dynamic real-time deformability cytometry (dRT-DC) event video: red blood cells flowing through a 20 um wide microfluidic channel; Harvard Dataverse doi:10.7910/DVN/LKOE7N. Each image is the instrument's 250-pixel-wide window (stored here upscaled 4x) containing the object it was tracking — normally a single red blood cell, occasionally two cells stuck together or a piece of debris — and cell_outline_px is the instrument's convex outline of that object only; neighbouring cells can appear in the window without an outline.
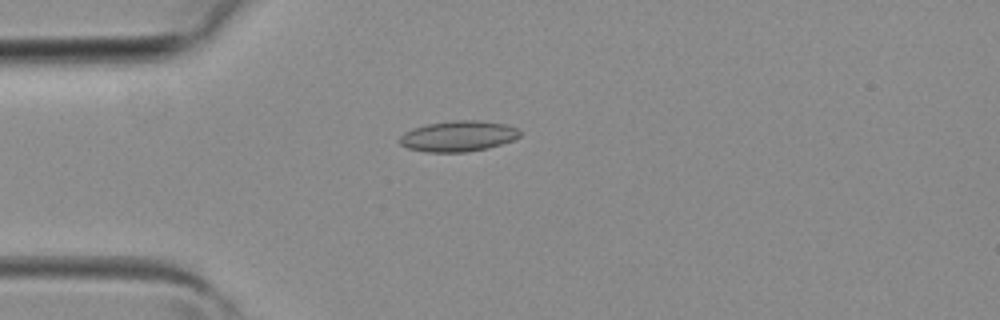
{"species": "common noctule bat (a hibernating species)", "species_latin": "Nyctalus noctula", "temperature_condition": "room temperature", "stored_images_in_passage": 3, "camera_frame_rate_fps": 3000, "um_per_image_px": 0.085, "animal": {"sex": "female", "body_mass_g": 19.3, "forearm_length_mm": 54.1}, "frame": {"image": 1, "passage_image": 3, "time_ms": 0.667, "image_size_px": [1000, 320], "cell_outline_px": [[520, 136], [512, 140], [488, 148], [468, 152], [428, 152], [408, 148], [400, 144], [396, 140], [404, 132], [412, 128], [428, 124], [452, 120], [480, 120], [504, 124], [516, 128], [520, 132]], "centroid_in_image_um": [38.9, 11.57], "position_along_channel_um": 46.1, "area_um2": 21.56}}